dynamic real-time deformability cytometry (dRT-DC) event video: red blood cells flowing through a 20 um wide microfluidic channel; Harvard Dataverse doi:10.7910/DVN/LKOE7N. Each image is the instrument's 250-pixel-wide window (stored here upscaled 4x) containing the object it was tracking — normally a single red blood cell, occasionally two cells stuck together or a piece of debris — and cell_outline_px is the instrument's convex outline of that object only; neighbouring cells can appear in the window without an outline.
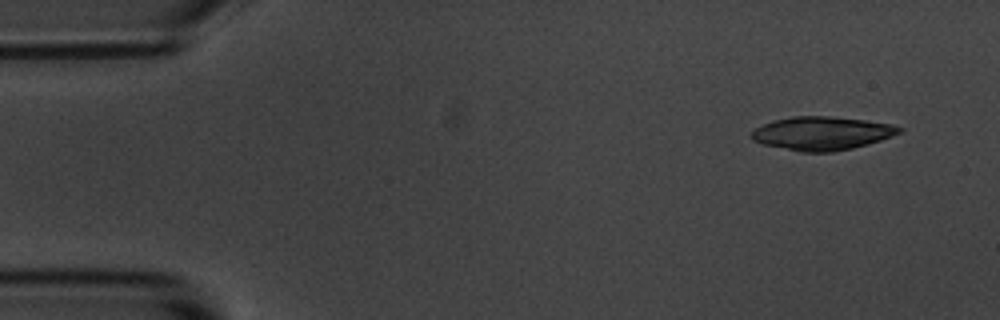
{"species": "common noctule bat (a hibernating species)", "species_latin": "Nyctalus noctula", "temperature_condition": "room temperature", "stored_images_in_passage": 4, "camera_frame_rate_fps": 3000, "um_per_image_px": 0.085, "animal": {"sex": "male", "body_mass_g": 20.1, "forearm_length_mm": 53.5}, "frame": {"image": 1, "passage_image": 1, "time_ms": 0.0, "image_size_px": [1000, 320], "cell_outline_px": [[904, 132], [868, 144], [852, 148], [832, 152], [800, 152], [764, 144], [752, 140], [748, 136], [756, 128], [772, 120], [792, 116], [828, 116], [864, 120], [892, 124], [904, 128]], "centroid_in_image_um": [69.87, 11.33], "position_along_channel_um": 15.1, "area_um2": 28.9}}
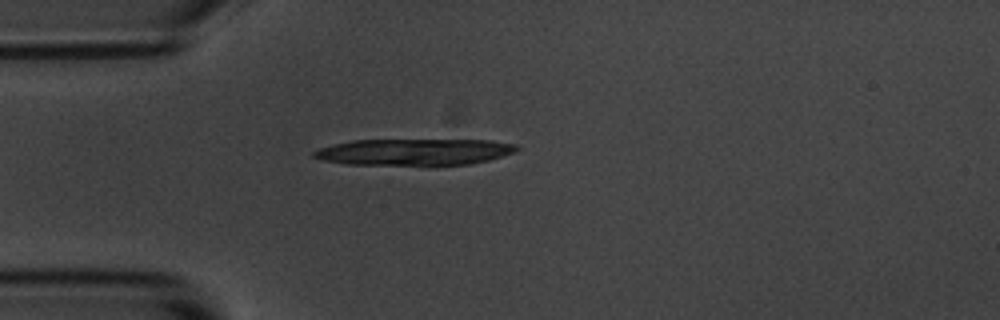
{"frame": {"image": 2, "passage_image": 4, "time_ms": 3.333, "image_size_px": [1000, 320], "cell_outline_px": [[520, 148], [516, 152], [488, 160], [468, 164], [344, 164], [324, 160], [312, 156], [312, 152], [320, 148], [352, 140], [492, 140], [516, 144]], "centroid_in_image_um": [35.25, 12.9], "position_along_channel_um": 49.7, "area_um2": 30.92}}